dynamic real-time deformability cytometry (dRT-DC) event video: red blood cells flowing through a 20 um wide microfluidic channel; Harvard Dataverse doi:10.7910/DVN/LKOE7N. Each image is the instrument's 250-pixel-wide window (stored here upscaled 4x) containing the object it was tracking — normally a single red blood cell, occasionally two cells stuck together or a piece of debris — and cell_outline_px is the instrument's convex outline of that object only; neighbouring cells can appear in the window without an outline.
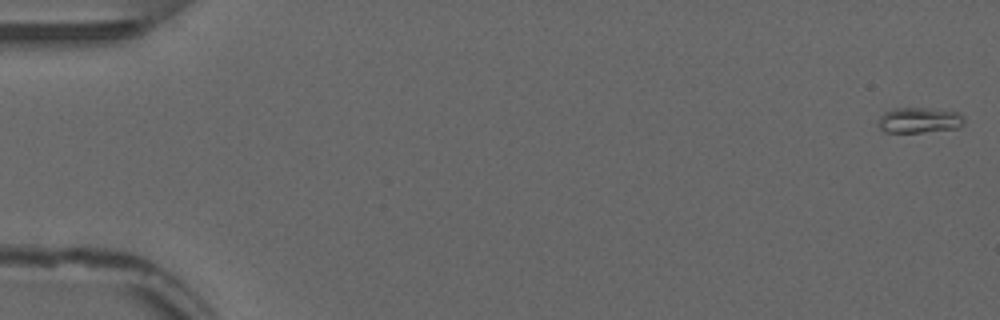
{"species": "common noctule bat (a hibernating species)", "species_latin": "Nyctalus noctula", "temperature_condition": "warm", "stored_images_in_passage": 12, "camera_frame_rate_fps": 3000, "um_per_image_px": 0.085, "animal": {"sex": "male", "forearm_length_mm": 52.5}, "frame": {"image": 1, "passage_image": 1, "time_ms": 0.0, "image_size_px": [1000, 320], "cell_outline_px": [[964, 124], [956, 128], [920, 132], [884, 132], [880, 128], [880, 116], [884, 112], [896, 108], [932, 108], [960, 112], [964, 116]], "centroid_in_image_um": [78.18, 10.2], "position_along_channel_um": 6.8, "area_um2": 12.72}}